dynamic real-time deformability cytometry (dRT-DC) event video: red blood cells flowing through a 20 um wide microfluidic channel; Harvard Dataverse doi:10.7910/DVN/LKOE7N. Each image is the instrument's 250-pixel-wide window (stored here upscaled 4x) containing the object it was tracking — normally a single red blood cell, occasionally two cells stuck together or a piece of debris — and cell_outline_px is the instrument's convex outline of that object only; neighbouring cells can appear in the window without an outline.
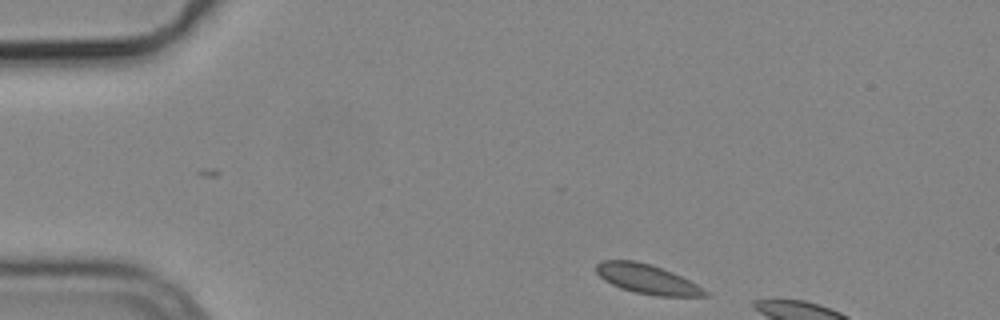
{"species": "common noctule bat (a hibernating species)", "species_latin": "Nyctalus noctula", "temperature_condition": "cold", "stored_images_in_passage": 3, "camera_frame_rate_fps": 3000, "um_per_image_px": 0.085, "animal": {"sex": "male", "body_mass_g": 19.2, "forearm_length_mm": 51.8}, "frame": {"image": 1, "passage_image": 1, "time_ms": 0.0, "image_size_px": [1000, 320], "cell_outline_px": [[708, 296], [656, 296], [636, 292], [620, 288], [604, 280], [596, 272], [596, 264], [600, 260], [636, 260], [672, 272], [696, 284], [708, 292]], "centroid_in_image_um": [54.97, 23.72], "position_along_channel_um": 30.0, "area_um2": 18.44}}